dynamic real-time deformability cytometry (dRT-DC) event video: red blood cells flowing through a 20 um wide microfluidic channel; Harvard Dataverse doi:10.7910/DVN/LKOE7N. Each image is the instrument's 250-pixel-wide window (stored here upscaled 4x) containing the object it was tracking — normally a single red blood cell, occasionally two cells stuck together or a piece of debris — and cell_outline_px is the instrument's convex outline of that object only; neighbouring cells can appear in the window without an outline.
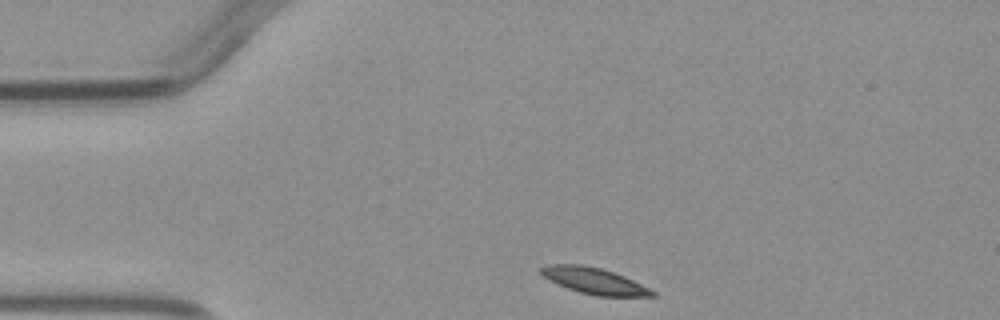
{"species": "common noctule bat (a hibernating species)", "species_latin": "Nyctalus noctula", "temperature_condition": "warm", "stored_images_in_passage": 3, "camera_frame_rate_fps": 3000, "um_per_image_px": 0.085, "animal": {"sex": "male", "body_mass_g": 23.1, "forearm_length_mm": 52.7}, "frame": {"image": 1, "passage_image": 1, "time_ms": 0.0, "image_size_px": [1000, 320], "cell_outline_px": [[656, 296], [596, 296], [580, 292], [556, 284], [544, 276], [540, 272], [540, 268], [548, 264], [584, 264], [600, 268], [624, 276], [656, 292]], "centroid_in_image_um": [50.48, 23.87], "position_along_channel_um": 34.5, "area_um2": 16.82}}
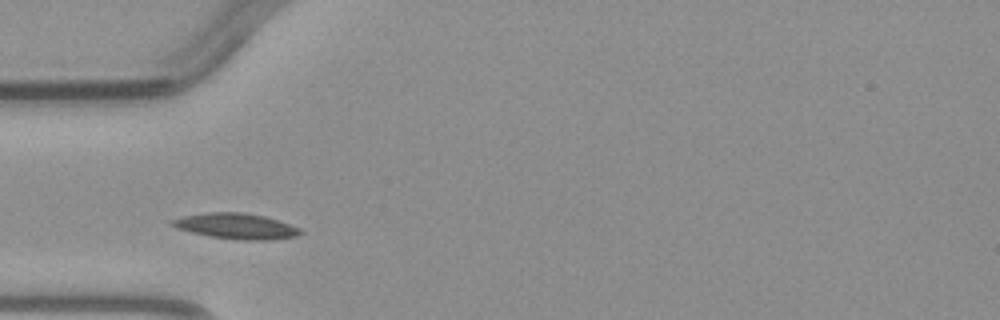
{"frame": {"image": 2, "passage_image": 2, "time_ms": 1.667, "image_size_px": [1000, 320], "cell_outline_px": [[304, 232], [296, 236], [268, 240], [240, 240], [208, 236], [176, 228], [168, 224], [172, 220], [184, 216], [208, 212], [244, 212], [264, 216], [300, 228]], "centroid_in_image_um": [20.05, 19.22], "position_along_channel_um": 64.9, "area_um2": 19.07}}
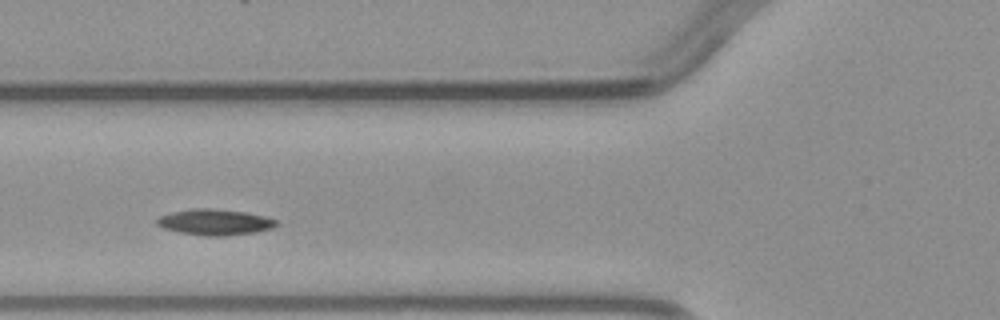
{"frame": {"image": 3, "passage_image": 3, "time_ms": 2.667, "image_size_px": [1000, 320], "cell_outline_px": [[280, 224], [272, 228], [256, 232], [224, 236], [204, 236], [180, 232], [164, 228], [156, 224], [156, 220], [160, 216], [172, 212], [192, 208], [212, 208], [244, 212], [264, 216], [276, 220]], "centroid_in_image_um": [18.27, 18.88], "position_along_channel_um": 107.5, "area_um2": 18.03}}